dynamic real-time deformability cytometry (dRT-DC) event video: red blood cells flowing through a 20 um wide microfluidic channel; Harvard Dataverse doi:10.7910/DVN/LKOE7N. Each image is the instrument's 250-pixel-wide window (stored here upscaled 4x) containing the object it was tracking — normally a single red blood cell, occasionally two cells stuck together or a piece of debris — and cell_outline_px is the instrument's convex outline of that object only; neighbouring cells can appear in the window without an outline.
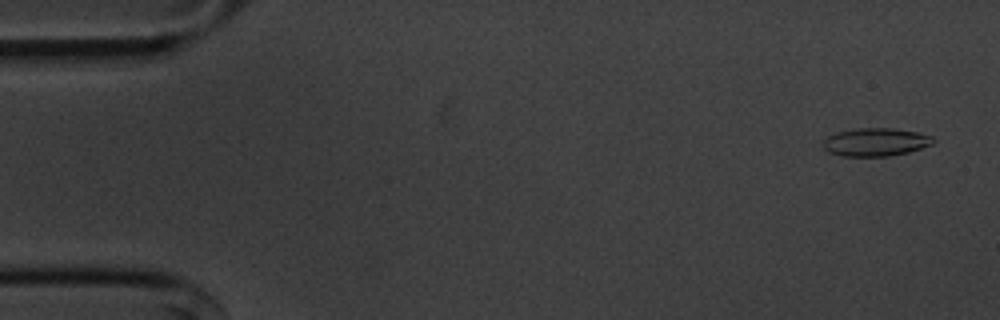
{"species": "common noctule bat (a hibernating species)", "species_latin": "Nyctalus noctula", "temperature_condition": "cold", "stored_images_in_passage": 15, "camera_frame_rate_fps": 3000, "um_per_image_px": 0.085, "animal": {"sex": "male", "body_mass_g": 20.1, "forearm_length_mm": 53.5}, "frame": {"image": 1, "passage_image": 3, "time_ms": 0.667, "image_size_px": [1000, 320], "cell_outline_px": [[936, 140], [932, 144], [908, 152], [888, 156], [844, 156], [828, 152], [824, 148], [824, 140], [828, 136], [836, 132], [856, 128], [892, 128], [920, 132], [932, 136]], "centroid_in_image_um": [74.45, 12.06], "position_along_channel_um": 10.6, "area_um2": 18.03}}